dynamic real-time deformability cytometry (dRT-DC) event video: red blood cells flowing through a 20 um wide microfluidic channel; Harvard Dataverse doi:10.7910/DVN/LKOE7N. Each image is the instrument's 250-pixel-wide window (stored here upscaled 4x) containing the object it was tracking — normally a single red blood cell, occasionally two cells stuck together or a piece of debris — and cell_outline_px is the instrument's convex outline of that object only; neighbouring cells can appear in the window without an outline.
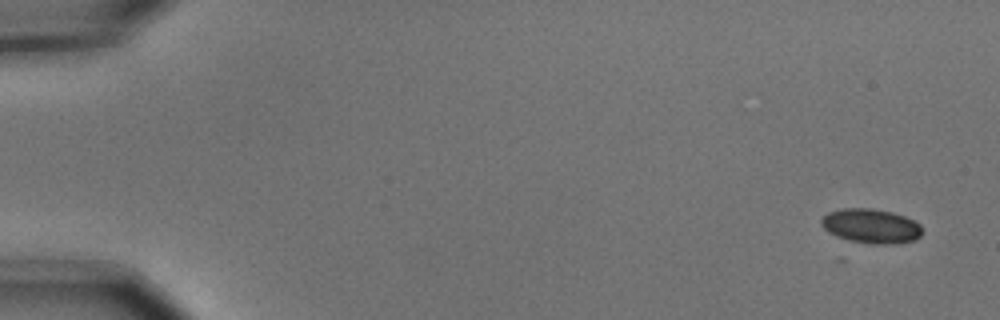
{"species": "common noctule bat (a hibernating species)", "species_latin": "Nyctalus noctula", "temperature_condition": "cold", "stored_images_in_passage": 7, "camera_frame_rate_fps": 3000, "um_per_image_px": 0.085, "animal": {"sex": "male", "body_mass_g": 15.6}, "frame": {"image": 1, "passage_image": 1, "time_ms": 0.0, "image_size_px": [1000, 320], "cell_outline_px": [[920, 236], [912, 240], [896, 244], [872, 244], [848, 240], [836, 236], [828, 232], [820, 224], [820, 220], [828, 212], [844, 208], [872, 208], [892, 212], [904, 216], [920, 224]], "centroid_in_image_um": [74.0, 19.21], "position_along_channel_um": 11.0, "area_um2": 20.17}}
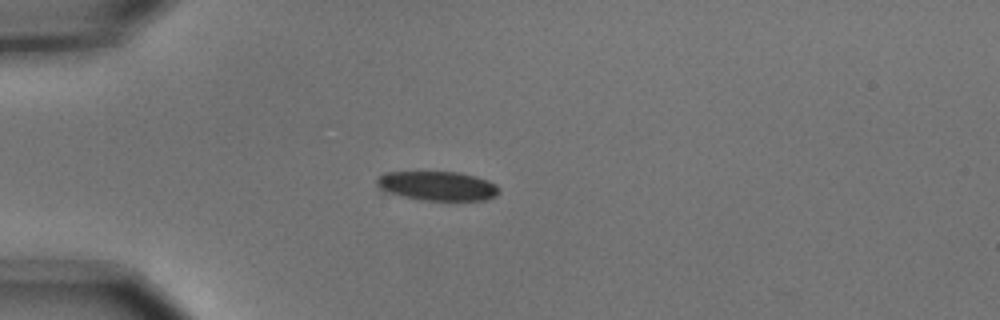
{"frame": {"image": 2, "passage_image": 5, "time_ms": 1.333, "image_size_px": [1000, 320], "cell_outline_px": [[500, 192], [496, 196], [488, 200], [420, 200], [380, 196], [376, 184], [376, 180], [384, 172], [460, 172], [476, 176], [488, 180], [496, 184], [500, 188]], "centroid_in_image_um": [37.05, 15.83], "position_along_channel_um": 47.9, "area_um2": 21.96}}
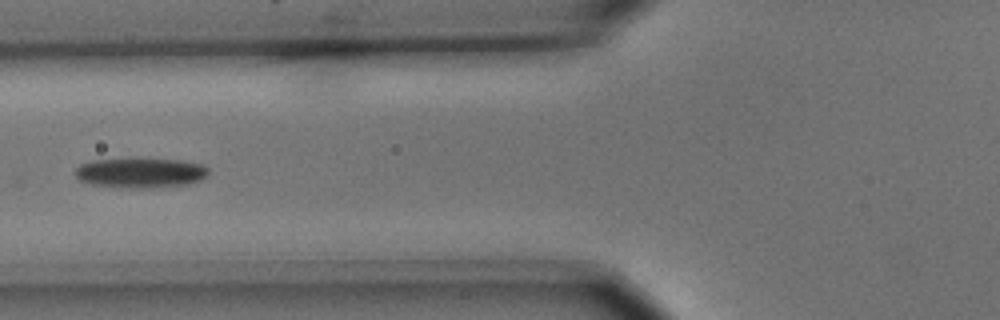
{"frame": {"image": 3, "passage_image": 7, "time_ms": 2.0, "image_size_px": [1000, 320], "cell_outline_px": [[208, 172], [200, 180], [188, 184], [152, 188], [128, 188], [88, 184], [80, 180], [72, 172], [80, 164], [92, 160], [180, 160], [200, 164], [208, 168]], "centroid_in_image_um": [11.89, 14.72], "position_along_channel_um": 113.9, "area_um2": 22.89}}